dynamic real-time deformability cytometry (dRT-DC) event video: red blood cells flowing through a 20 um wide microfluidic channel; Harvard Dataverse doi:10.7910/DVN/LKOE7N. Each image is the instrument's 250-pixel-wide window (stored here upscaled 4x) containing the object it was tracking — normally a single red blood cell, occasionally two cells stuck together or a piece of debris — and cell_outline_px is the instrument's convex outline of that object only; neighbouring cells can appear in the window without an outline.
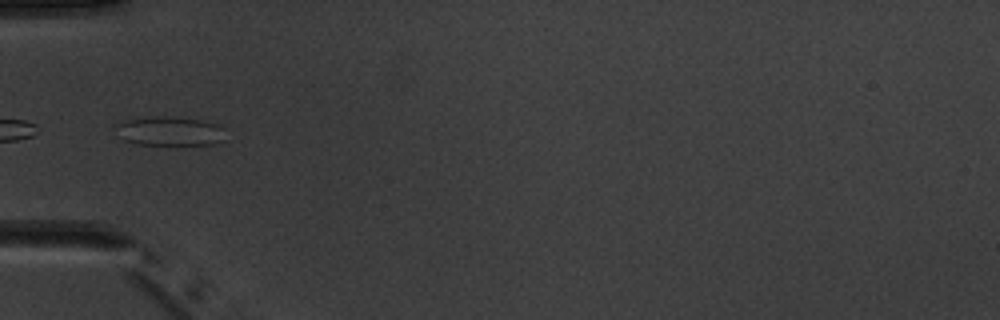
{"species": "common noctule bat (a hibernating species)", "species_latin": "Nyctalus noctula", "temperature_condition": "warm", "stored_images_in_passage": 4, "camera_frame_rate_fps": 3000, "um_per_image_px": 0.085, "animal": {"sex": "male", "body_mass_g": 20.1, "forearm_length_mm": 53.5}, "frame": {"image": 1, "passage_image": 4, "time_ms": 3.333, "image_size_px": [1000, 320], "cell_outline_px": [[224, 140], [216, 144], [176, 148], [136, 144], [124, 140], [112, 124], [124, 120], [156, 116], [164, 116], [196, 120], [220, 124], [224, 128]], "centroid_in_image_um": [14.45, 11.21], "position_along_channel_um": 70.6, "area_um2": 19.71}}